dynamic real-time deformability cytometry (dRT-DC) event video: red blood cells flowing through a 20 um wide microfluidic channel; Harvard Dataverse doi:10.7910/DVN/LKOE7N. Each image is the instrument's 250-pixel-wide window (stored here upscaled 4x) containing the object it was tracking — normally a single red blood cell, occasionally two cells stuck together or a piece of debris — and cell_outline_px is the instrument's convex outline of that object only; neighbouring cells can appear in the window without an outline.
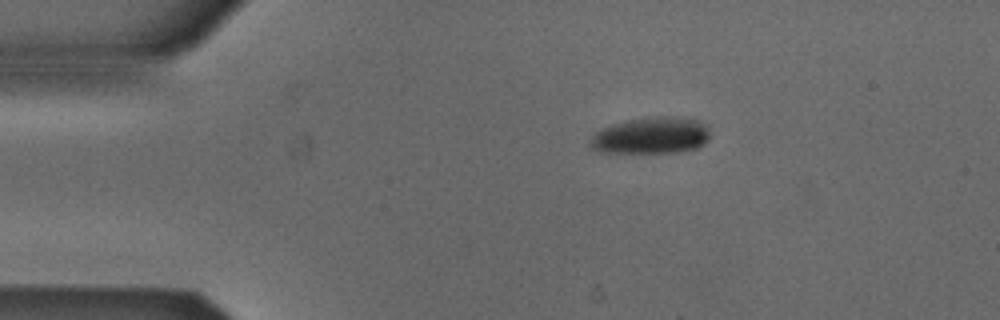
{"species": "Egyptian fruit bat (a non-hibernating species)", "species_latin": "Rousettus aegyptiacus", "temperature_condition": "cold", "stored_images_in_passage": 2, "camera_frame_rate_fps": 3000, "um_per_image_px": 0.085, "animal": {"sex": "male"}, "frame": {"image": 1, "passage_image": 1, "time_ms": 0.0, "image_size_px": [1000, 320], "cell_outline_px": [[708, 140], [704, 144], [696, 148], [676, 152], [600, 152], [592, 148], [588, 144], [592, 136], [596, 132], [612, 124], [628, 120], [652, 116], [676, 116], [700, 120], [708, 128]], "centroid_in_image_um": [55.36, 11.51], "position_along_channel_um": 29.6, "area_um2": 25.55}}